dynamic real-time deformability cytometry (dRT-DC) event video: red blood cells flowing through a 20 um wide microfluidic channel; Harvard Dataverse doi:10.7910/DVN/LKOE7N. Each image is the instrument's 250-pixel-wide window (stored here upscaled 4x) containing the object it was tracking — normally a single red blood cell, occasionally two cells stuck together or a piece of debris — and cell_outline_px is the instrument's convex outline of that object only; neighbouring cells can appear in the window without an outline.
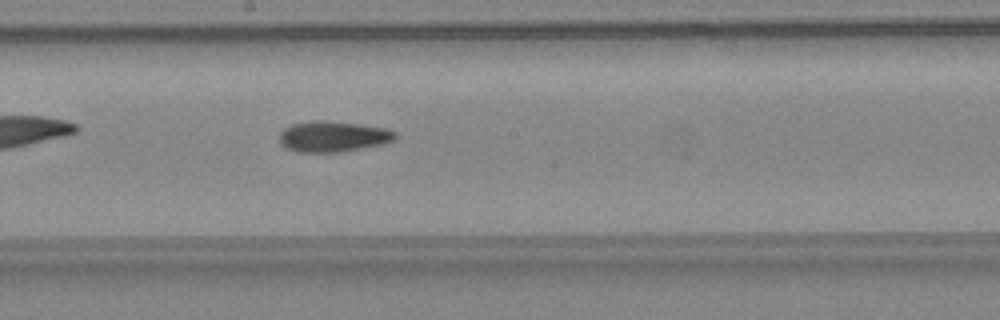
{"species": "common noctule bat (a hibernating species)", "species_latin": "Nyctalus noctula", "temperature_condition": "warm", "stored_images_in_passage": 46, "camera_frame_rate_fps": 3000, "um_per_image_px": 0.085, "animal": {"sex": "female", "body_mass_g": 24.6, "forearm_length_mm": 56.2}, "frame": {"image": 1, "passage_image": 27, "time_ms": 8.667, "image_size_px": [1000, 320], "cell_outline_px": [[396, 136], [392, 140], [384, 144], [340, 152], [296, 152], [284, 148], [280, 144], [280, 132], [284, 128], [292, 124], [316, 120], [320, 120], [356, 124], [388, 128], [396, 132]], "centroid_in_image_um": [28.28, 11.61], "position_along_channel_um": 219.9, "area_um2": 20.75}}
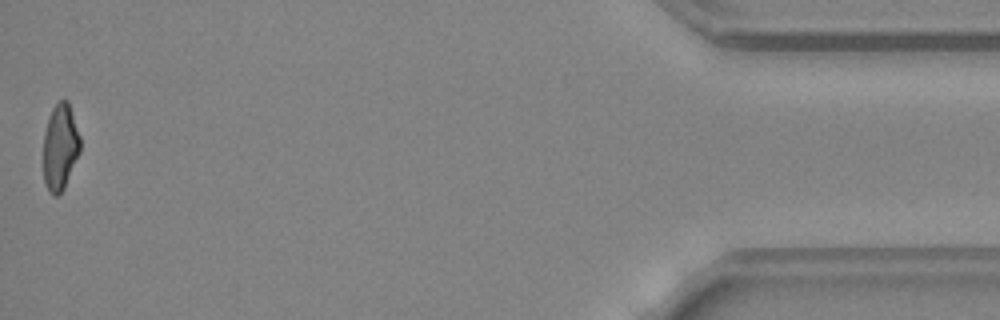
{"frame": {"image": 2, "passage_image": 46, "time_ms": 15.0, "image_size_px": [1000, 320], "cell_outline_px": [[80, 152], [64, 188], [56, 196], [52, 196], [48, 192], [44, 180], [44, 132], [52, 108], [60, 100], [68, 100], [80, 136]], "centroid_in_image_um": [5.12, 12.51], "position_along_channel_um": 430.1, "area_um2": 18.44}, "authors_computed_cell_mechanics": {"area_um2": 19.6809, "velocity_mm_per_s": 4.5758, "shape_relaxation_time_tau1_ms": null, "shape_relaxation_time_tau2_ms": 4.5084, "deformation_change_tau1": null, "deformation_change_tau2": 0.1485}}